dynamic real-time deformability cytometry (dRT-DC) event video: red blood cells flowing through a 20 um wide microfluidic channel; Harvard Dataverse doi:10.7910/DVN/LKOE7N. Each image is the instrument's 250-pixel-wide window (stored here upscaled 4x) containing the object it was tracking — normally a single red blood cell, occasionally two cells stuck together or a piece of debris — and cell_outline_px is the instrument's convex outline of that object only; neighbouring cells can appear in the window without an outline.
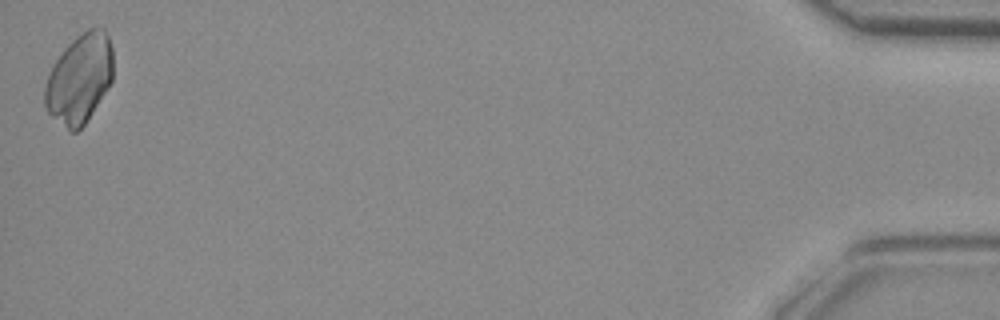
{"species": "common noctule bat (a hibernating species)", "species_latin": "Nyctalus noctula", "temperature_condition": "room temperature", "stored_images_in_passage": 40, "camera_frame_rate_fps": 3000, "um_per_image_px": 0.085, "animal": {"sex": "female", "body_mass_g": 29.2, "forearm_length_mm": 56.3}, "frame": {"image": 1, "passage_image": 40, "time_ms": 13.0, "image_size_px": [1000, 320], "cell_outline_px": [[112, 80], [84, 124], [76, 132], [72, 132], [52, 116], [48, 112], [44, 104], [44, 88], [52, 64], [64, 48], [76, 36], [88, 28], [104, 28], [108, 36], [112, 48]], "centroid_in_image_um": [6.74, 6.65], "position_along_channel_um": 428.5, "area_um2": 35.14}}